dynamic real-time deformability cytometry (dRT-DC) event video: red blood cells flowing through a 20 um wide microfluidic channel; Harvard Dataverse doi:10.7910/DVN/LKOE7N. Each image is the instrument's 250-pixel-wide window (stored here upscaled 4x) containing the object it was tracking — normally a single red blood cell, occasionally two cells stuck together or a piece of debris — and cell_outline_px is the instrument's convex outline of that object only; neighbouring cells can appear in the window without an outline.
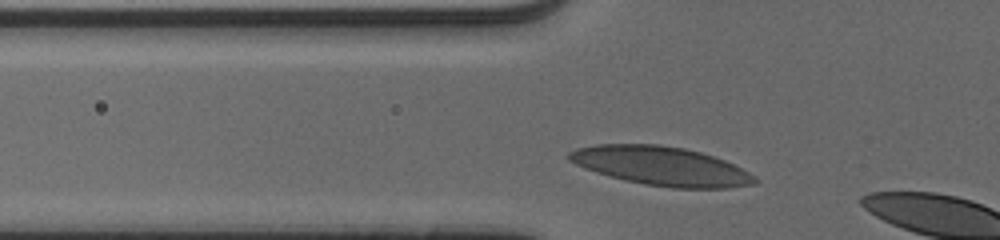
{"species": "human", "species_latin": "Homo sapiens", "temperature_condition": "cold", "stored_images_in_passage": 4, "camera_frame_rate_fps": 3000, "um_per_image_px": 0.085, "donor": {"sex": "male"}, "frame": {"image": 1, "passage_image": 2, "time_ms": 0.333, "image_size_px": [1000, 240], "cell_outline_px": [[760, 180], [756, 184], [728, 188], [672, 188], [644, 184], [624, 180], [596, 172], [584, 168], [568, 160], [568, 152], [576, 148], [596, 144], [660, 144], [684, 148], [700, 152], [724, 160], [756, 176]], "centroid_in_image_um": [56.2, 14.11], "position_along_channel_um": 69.6, "area_um2": 42.14}}